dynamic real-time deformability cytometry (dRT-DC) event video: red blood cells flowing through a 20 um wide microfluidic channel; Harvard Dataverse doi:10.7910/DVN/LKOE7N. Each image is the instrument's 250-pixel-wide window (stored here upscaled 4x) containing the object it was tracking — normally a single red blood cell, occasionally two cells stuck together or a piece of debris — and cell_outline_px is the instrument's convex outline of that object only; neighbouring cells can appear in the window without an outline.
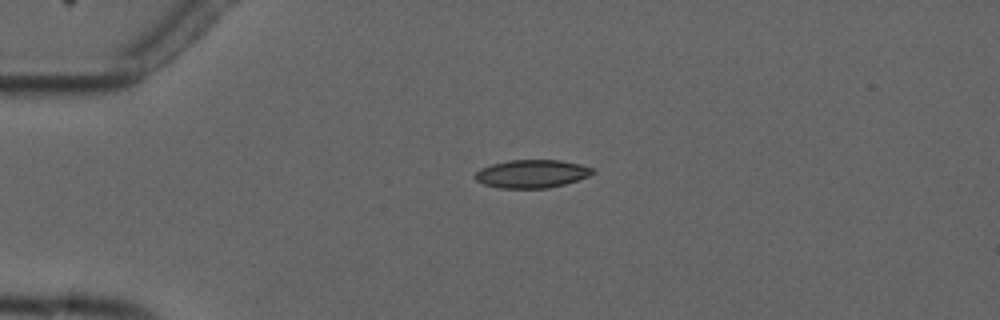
{"species": "common noctule bat (a hibernating species)", "species_latin": "Nyctalus noctula", "temperature_condition": "cold", "stored_images_in_passage": 2, "camera_frame_rate_fps": 3000, "um_per_image_px": 0.085, "animal": {"sex": "male", "forearm_length_mm": 52.5}, "frame": {"image": 1, "passage_image": 1, "time_ms": 0.0, "image_size_px": [1000, 320], "cell_outline_px": [[596, 172], [588, 176], [564, 184], [548, 188], [500, 188], [484, 184], [476, 180], [472, 176], [480, 168], [492, 164], [508, 160], [560, 160], [580, 164], [596, 168]], "centroid_in_image_um": [45.2, 14.76], "position_along_channel_um": 39.8, "area_um2": 19.36}}